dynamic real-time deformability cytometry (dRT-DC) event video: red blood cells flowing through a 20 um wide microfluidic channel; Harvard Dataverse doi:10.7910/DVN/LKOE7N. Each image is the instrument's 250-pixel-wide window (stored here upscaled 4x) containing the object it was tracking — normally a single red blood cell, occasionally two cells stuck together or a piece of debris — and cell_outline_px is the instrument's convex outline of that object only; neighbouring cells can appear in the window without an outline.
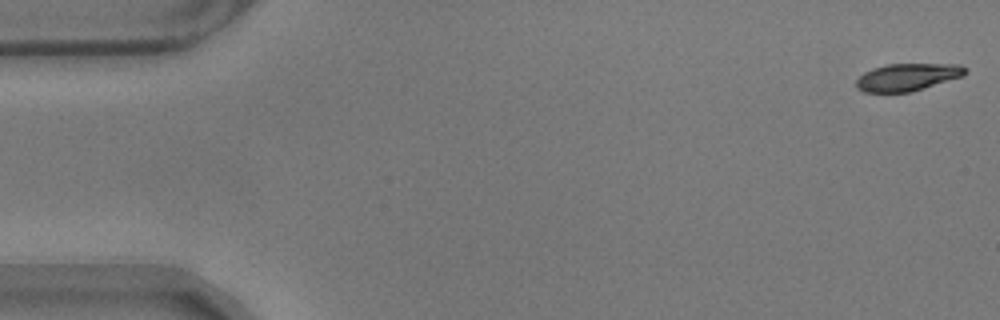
{"species": "common noctule bat (a hibernating species)", "species_latin": "Nyctalus noctula", "temperature_condition": "warm", "stored_images_in_passage": 14, "camera_frame_rate_fps": 3000, "um_per_image_px": 0.085, "animal": {"sex": "male", "body_mass_g": 17.9}, "frame": {"image": 1, "passage_image": 1, "time_ms": 0.0, "image_size_px": [1000, 320], "cell_outline_px": [[968, 72], [964, 76], [908, 92], [864, 92], [856, 88], [856, 80], [864, 72], [872, 68], [888, 64], [960, 64], [968, 68]], "centroid_in_image_um": [77.15, 6.54], "position_along_channel_um": 7.9, "area_um2": 17.4}}
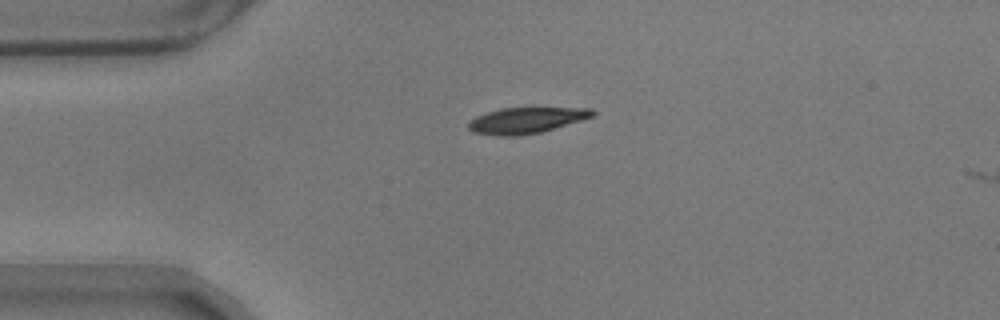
{"frame": {"image": 2, "passage_image": 13, "time_ms": 4.0, "image_size_px": [1000, 320], "cell_outline_px": [[596, 112], [592, 116], [580, 120], [540, 132], [516, 136], [496, 136], [472, 132], [468, 128], [468, 124], [476, 116], [500, 108], [592, 108]], "centroid_in_image_um": [44.69, 10.23], "position_along_channel_um": 40.3, "area_um2": 18.5}}